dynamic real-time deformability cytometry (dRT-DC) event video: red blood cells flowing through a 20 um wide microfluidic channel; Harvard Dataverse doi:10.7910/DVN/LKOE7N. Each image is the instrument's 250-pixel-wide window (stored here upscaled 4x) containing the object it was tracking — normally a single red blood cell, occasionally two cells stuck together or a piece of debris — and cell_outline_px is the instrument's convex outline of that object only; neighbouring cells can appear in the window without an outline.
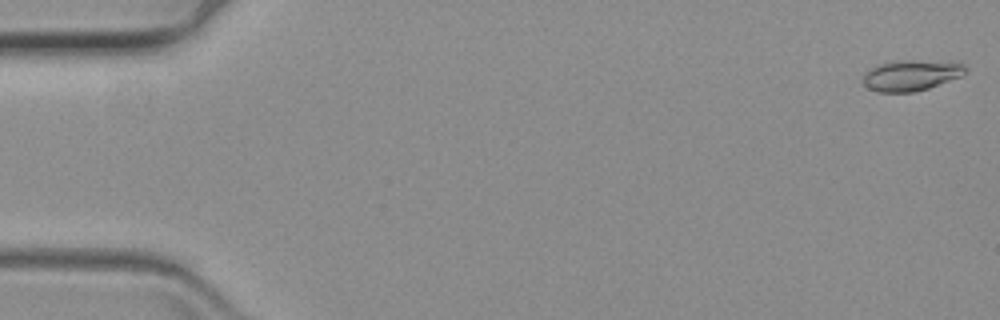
{"species": "common noctule bat (a hibernating species)", "species_latin": "Nyctalus noctula", "temperature_condition": "warm", "stored_images_in_passage": 62, "camera_frame_rate_fps": 3000, "um_per_image_px": 0.085, "animal": {"sex": "female", "body_mass_g": 19.3, "forearm_length_mm": 54.1}, "frame": {"image": 1, "passage_image": 1, "time_ms": 0.0, "image_size_px": [1000, 320], "cell_outline_px": [[968, 72], [960, 76], [928, 88], [912, 92], [876, 92], [868, 88], [864, 84], [864, 76], [868, 68], [876, 64], [892, 60], [912, 60], [964, 64]], "centroid_in_image_um": [77.38, 6.4], "position_along_channel_um": 7.6, "area_um2": 18.26}}
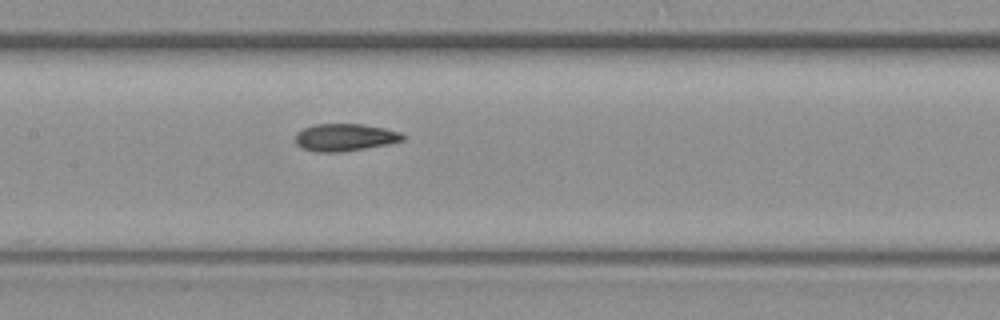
{"frame": {"image": 2, "passage_image": 30, "time_ms": 9.667, "image_size_px": [1000, 320], "cell_outline_px": [[404, 140], [388, 144], [340, 152], [316, 152], [300, 148], [292, 140], [296, 132], [304, 128], [316, 124], [364, 124], [384, 128], [400, 132], [404, 136]], "centroid_in_image_um": [29.25, 11.68], "position_along_channel_um": 178.2, "area_um2": 17.28}}
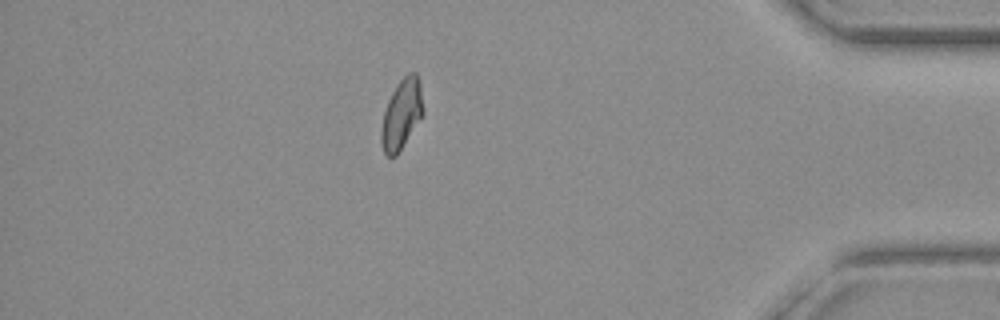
{"frame": {"image": 3, "passage_image": 54, "time_ms": 17.667, "image_size_px": [1000, 320], "cell_outline_px": [[424, 112], [396, 156], [388, 156], [384, 152], [380, 140], [380, 128], [384, 112], [388, 100], [396, 84], [408, 72], [416, 72], [420, 80]], "centroid_in_image_um": [34.13, 9.66], "position_along_channel_um": 401.1, "area_um2": 17.05}}